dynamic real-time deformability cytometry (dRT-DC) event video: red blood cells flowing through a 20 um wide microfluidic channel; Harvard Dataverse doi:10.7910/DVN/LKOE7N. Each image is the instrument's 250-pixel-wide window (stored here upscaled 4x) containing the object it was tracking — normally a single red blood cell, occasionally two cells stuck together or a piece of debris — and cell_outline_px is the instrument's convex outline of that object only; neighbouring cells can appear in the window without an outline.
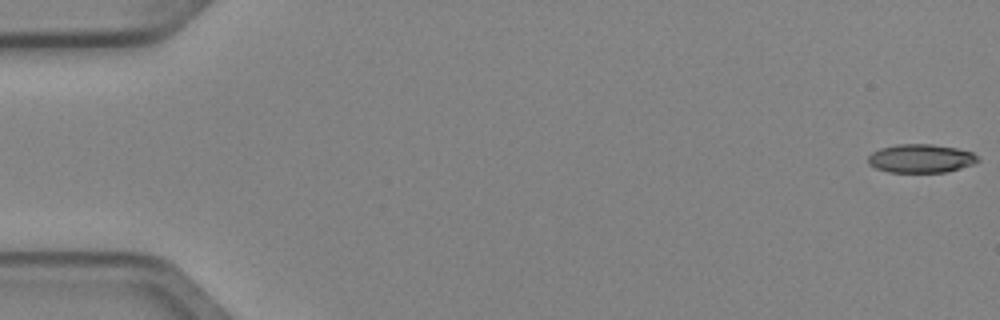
{"species": "Egyptian fruit bat (a non-hibernating species)", "species_latin": "Rousettus aegyptiacus", "temperature_condition": "cold", "stored_images_in_passage": 4, "camera_frame_rate_fps": 3000, "um_per_image_px": 0.085, "animal": {"sex": "female"}, "frame": {"image": 1, "passage_image": 1, "time_ms": 0.0, "image_size_px": [1000, 320], "cell_outline_px": [[980, 160], [972, 164], [960, 168], [944, 172], [888, 172], [876, 168], [868, 164], [868, 156], [872, 152], [880, 148], [896, 144], [932, 144], [956, 148], [972, 152]], "centroid_in_image_um": [78.23, 13.46], "position_along_channel_um": 6.8, "area_um2": 18.21}}
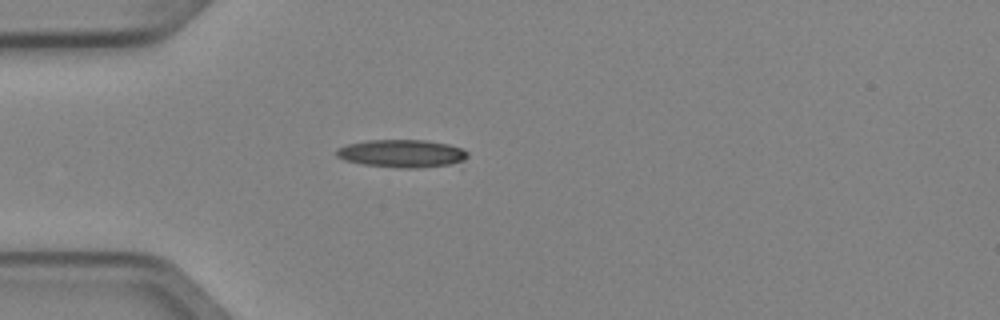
{"frame": {"image": 2, "passage_image": 4, "time_ms": 1.0, "image_size_px": [1000, 320], "cell_outline_px": [[468, 156], [464, 160], [452, 164], [416, 168], [396, 168], [364, 164], [344, 160], [336, 156], [336, 148], [348, 144], [368, 140], [424, 140], [448, 144], [460, 148], [468, 152]], "centroid_in_image_um": [34.14, 13.05], "position_along_channel_um": 50.9, "area_um2": 21.21}}